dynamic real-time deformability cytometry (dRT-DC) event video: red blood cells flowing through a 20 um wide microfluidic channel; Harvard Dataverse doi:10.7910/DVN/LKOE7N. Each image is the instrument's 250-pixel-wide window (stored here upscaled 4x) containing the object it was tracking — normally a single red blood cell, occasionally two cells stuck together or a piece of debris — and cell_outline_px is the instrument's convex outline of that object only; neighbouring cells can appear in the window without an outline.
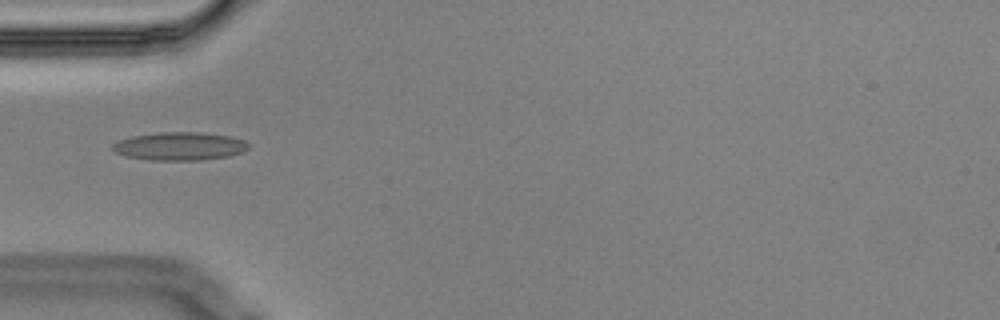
{"species": "Egyptian fruit bat (a non-hibernating species)", "species_latin": "Rousettus aegyptiacus", "temperature_condition": "cold", "stored_images_in_passage": 3, "camera_frame_rate_fps": 3000, "um_per_image_px": 0.085, "animal": {"sex": "male"}, "frame": {"image": 1, "passage_image": 1, "time_ms": 0.0, "image_size_px": [1000, 320], "cell_outline_px": [[248, 148], [244, 152], [228, 156], [200, 160], [152, 160], [124, 156], [116, 152], [112, 148], [112, 144], [120, 140], [132, 136], [156, 132], [200, 132], [232, 136], [244, 140], [248, 144]], "centroid_in_image_um": [15.28, 12.42], "position_along_channel_um": 69.7, "area_um2": 22.37}}